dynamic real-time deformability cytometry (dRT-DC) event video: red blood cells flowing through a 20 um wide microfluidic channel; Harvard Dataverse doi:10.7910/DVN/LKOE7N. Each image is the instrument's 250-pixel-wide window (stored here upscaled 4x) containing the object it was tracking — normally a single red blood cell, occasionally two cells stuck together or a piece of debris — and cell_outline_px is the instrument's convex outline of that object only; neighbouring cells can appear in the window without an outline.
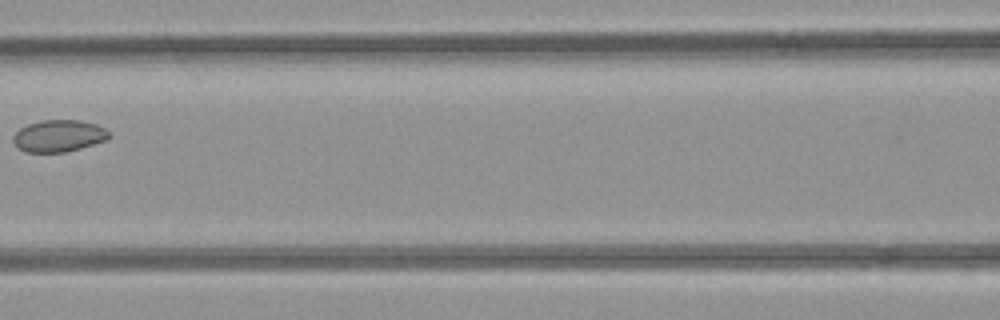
{"species": "common noctule bat (a hibernating species)", "species_latin": "Nyctalus noctula", "temperature_condition": "room temperature", "stored_images_in_passage": 8, "camera_frame_rate_fps": 3000, "um_per_image_px": 0.085, "animal": {"sex": "female", "body_mass_g": 21.9}, "frame": {"image": 1, "passage_image": 7, "time_ms": 7.333, "image_size_px": [1000, 320], "cell_outline_px": [[112, 136], [104, 140], [80, 148], [64, 152], [24, 152], [12, 140], [12, 136], [20, 128], [28, 124], [40, 120], [80, 120], [96, 124], [104, 128]], "centroid_in_image_um": [4.97, 11.54], "position_along_channel_um": 161.6, "area_um2": 17.69}}
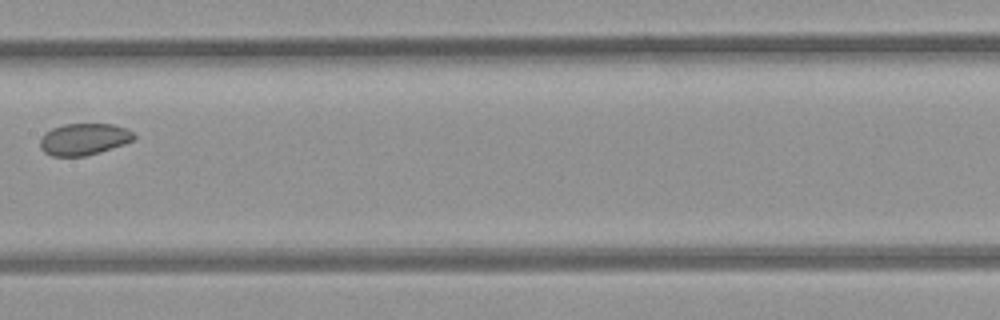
{"frame": {"image": 2, "passage_image": 8, "time_ms": 8.333, "image_size_px": [1000, 320], "cell_outline_px": [[136, 136], [132, 140], [124, 144], [100, 152], [84, 156], [52, 156], [44, 152], [40, 148], [40, 140], [52, 128], [64, 124], [112, 124], [128, 128]], "centroid_in_image_um": [7.15, 11.83], "position_along_channel_um": 200.3, "area_um2": 17.22}}